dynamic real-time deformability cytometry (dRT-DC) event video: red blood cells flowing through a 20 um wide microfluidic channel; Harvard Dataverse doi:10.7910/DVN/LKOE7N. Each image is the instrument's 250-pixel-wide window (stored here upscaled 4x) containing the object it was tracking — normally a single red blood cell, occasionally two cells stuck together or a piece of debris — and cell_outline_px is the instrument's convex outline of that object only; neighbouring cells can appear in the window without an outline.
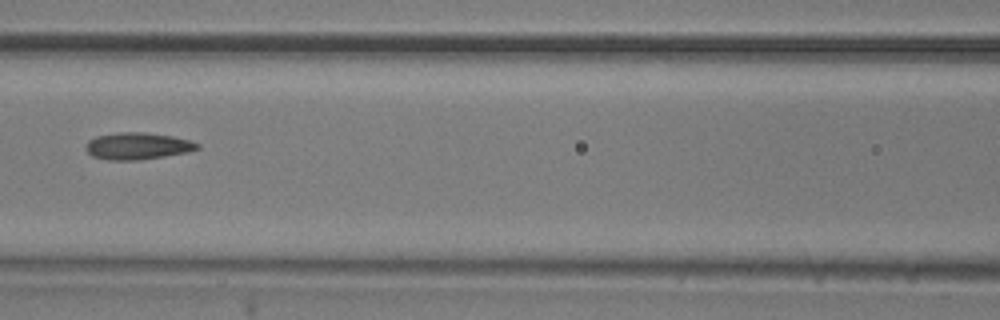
{"species": "common noctule bat (a hibernating species)", "species_latin": "Nyctalus noctula", "temperature_condition": "room temperature", "stored_images_in_passage": 9, "camera_frame_rate_fps": 3000, "um_per_image_px": 0.085, "animal": {"sex": "male", "body_mass_g": 20.5, "forearm_length_mm": 52.5}, "frame": {"image": 1, "passage_image": 6, "time_ms": 1.667, "image_size_px": [1000, 320], "cell_outline_px": [[200, 148], [184, 152], [164, 156], [136, 160], [108, 160], [92, 156], [84, 148], [84, 144], [88, 140], [96, 136], [120, 132], [144, 132], [172, 136], [188, 140], [200, 144]], "centroid_in_image_um": [11.63, 12.4], "position_along_channel_um": 155.0, "area_um2": 17.4}}
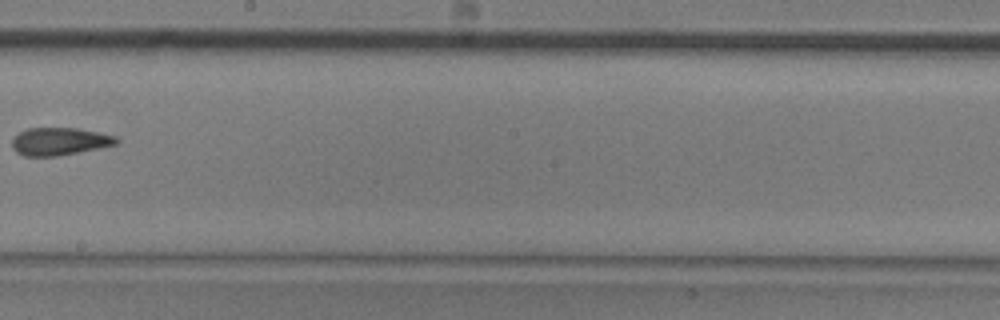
{"frame": {"image": 2, "passage_image": 8, "time_ms": 2.333, "image_size_px": [1000, 320], "cell_outline_px": [[120, 140], [116, 144], [60, 156], [24, 156], [16, 152], [12, 148], [12, 140], [20, 132], [28, 128], [76, 128], [100, 132], [116, 136]], "centroid_in_image_um": [5.06, 12.02], "position_along_channel_um": 243.1, "area_um2": 16.82}}
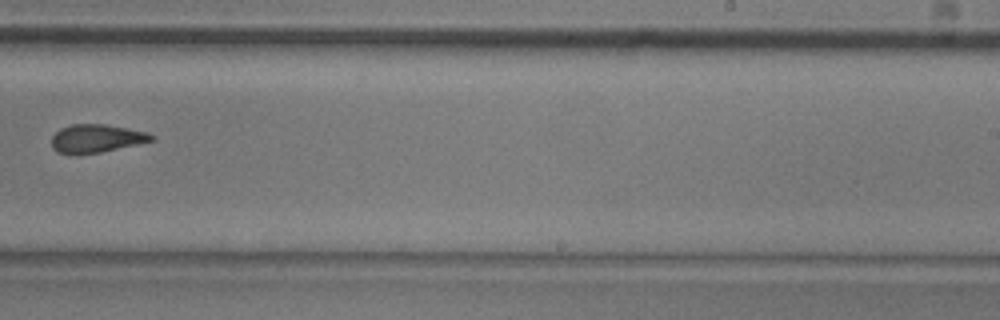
{"frame": {"image": 3, "passage_image": 9, "time_ms": 2.667, "image_size_px": [1000, 320], "cell_outline_px": [[156, 136], [152, 140], [136, 144], [100, 152], [56, 152], [52, 148], [52, 136], [60, 128], [72, 124], [104, 124], [128, 128], [148, 132]], "centroid_in_image_um": [8.2, 11.73], "position_along_channel_um": 280.8, "area_um2": 15.95}}